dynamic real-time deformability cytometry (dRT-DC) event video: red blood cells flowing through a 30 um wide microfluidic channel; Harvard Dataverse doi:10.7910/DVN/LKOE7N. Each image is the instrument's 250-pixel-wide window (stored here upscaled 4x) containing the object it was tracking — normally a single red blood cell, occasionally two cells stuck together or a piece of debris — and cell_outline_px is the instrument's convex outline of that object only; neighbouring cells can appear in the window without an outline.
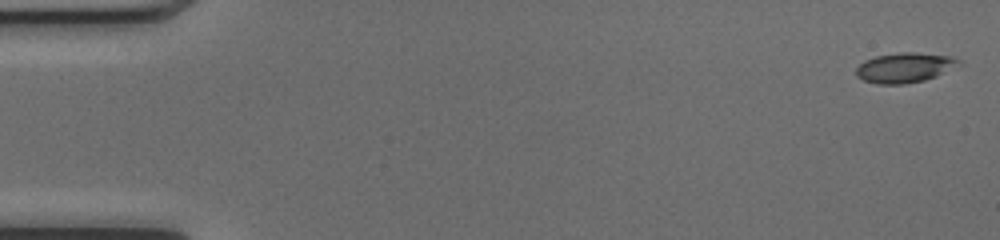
{"species": "common noctule bat (a hibernating species)", "species_latin": "Nyctalus noctula", "temperature_condition": "cold", "stored_images_in_passage": 50, "camera_frame_rate_fps": 3000, "um_per_image_px": 0.085, "animal": {"sex": "female", "body_mass_g": 17.0, "forearm_length_mm": 48.0}, "frame": {"image": 1, "passage_image": 1, "time_ms": 0.0, "image_size_px": [1000, 240], "cell_outline_px": [[964, 64], [936, 76], [924, 80], [904, 84], [876, 84], [864, 80], [856, 76], [856, 68], [864, 60], [876, 56], [900, 52], [916, 52], [952, 56], [960, 60]], "centroid_in_image_um": [76.93, 5.74], "position_along_channel_um": 8.1, "area_um2": 18.09}}
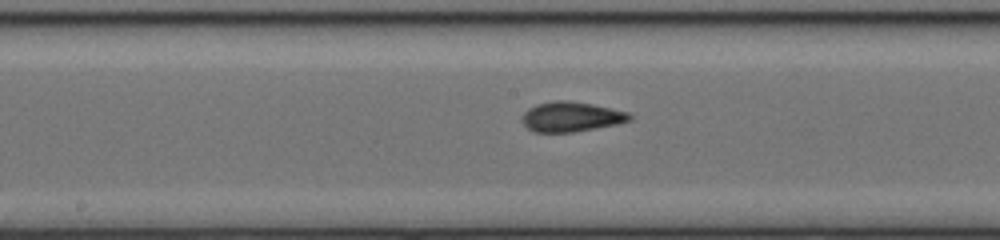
{"frame": {"image": 2, "passage_image": 26, "time_ms": 8.333, "image_size_px": [1000, 240], "cell_outline_px": [[632, 120], [616, 124], [572, 132], [532, 132], [520, 120], [524, 112], [528, 108], [536, 104], [556, 100], [568, 100], [592, 104], [628, 112], [632, 116]], "centroid_in_image_um": [48.51, 9.92], "position_along_channel_um": 199.7, "area_um2": 18.73}}
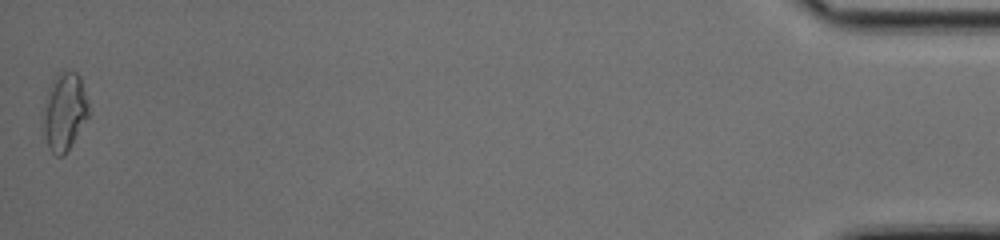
{"frame": {"image": 3, "passage_image": 50, "time_ms": 16.333, "image_size_px": [1000, 240], "cell_outline_px": [[88, 116], [64, 156], [56, 156], [48, 148], [40, 120], [40, 116], [48, 88], [52, 80], [60, 72], [76, 72], [80, 76], [88, 104]], "centroid_in_image_um": [5.42, 9.51], "position_along_channel_um": 429.8, "area_um2": 20.75}, "authors_computed_cell_mechanics": {"area_um2": 18.0914, "velocity_mm_per_s": 4.1237, "shape_relaxation_time_tau1_ms": 5.9214, "shape_relaxation_time_tau2_ms": 1.2588, "deformation_change_tau1": 0.1745, "deformation_change_tau2": 0.0818}}